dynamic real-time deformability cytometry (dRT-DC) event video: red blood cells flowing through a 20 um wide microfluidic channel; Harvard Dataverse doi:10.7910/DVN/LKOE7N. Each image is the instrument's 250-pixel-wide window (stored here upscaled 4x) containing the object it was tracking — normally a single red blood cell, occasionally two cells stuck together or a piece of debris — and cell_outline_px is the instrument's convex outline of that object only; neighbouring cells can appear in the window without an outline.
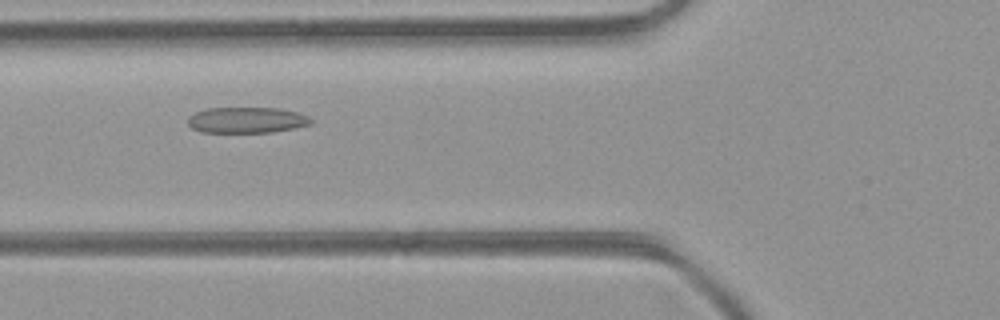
{"species": "common noctule bat (a hibernating species)", "species_latin": "Nyctalus noctula", "temperature_condition": "room temperature", "stored_images_in_passage": 26, "camera_frame_rate_fps": 3000, "um_per_image_px": 0.085, "animal": {"sex": "female", "body_mass_g": 21.9}, "frame": {"image": 1, "passage_image": 4, "time_ms": 1.0, "image_size_px": [1000, 320], "cell_outline_px": [[312, 124], [272, 132], [200, 132], [192, 128], [188, 124], [188, 116], [196, 112], [208, 108], [280, 108], [296, 112], [308, 116], [312, 120]], "centroid_in_image_um": [20.95, 10.2], "position_along_channel_um": 104.8, "area_um2": 18.5}}
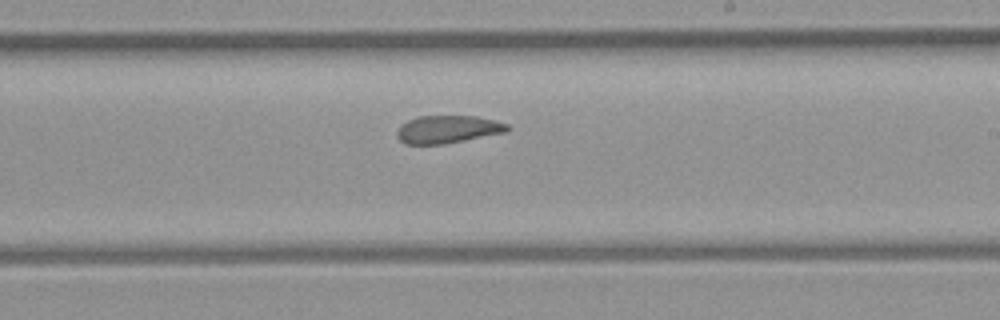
{"frame": {"image": 2, "passage_image": 14, "time_ms": 4.333, "image_size_px": [1000, 320], "cell_outline_px": [[508, 132], [444, 144], [404, 144], [396, 136], [396, 132], [400, 124], [408, 120], [420, 116], [476, 116], [496, 120], [508, 124]], "centroid_in_image_um": [38.05, 10.99], "position_along_channel_um": 251.0, "area_um2": 17.98}}
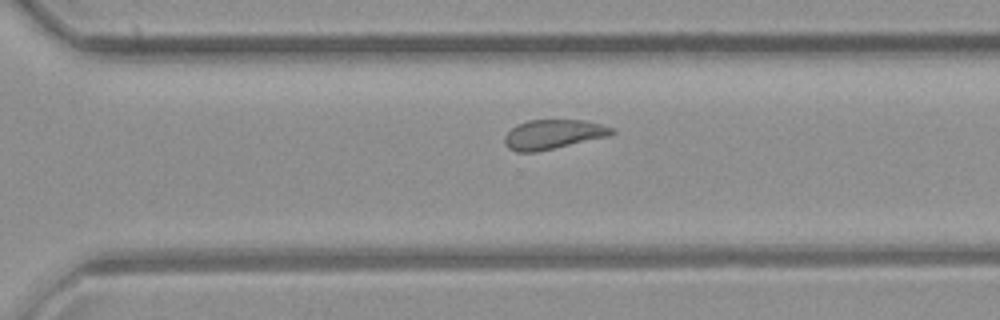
{"frame": {"image": 3, "passage_image": 19, "time_ms": 6.0, "image_size_px": [1000, 320], "cell_outline_px": [[616, 132], [612, 136], [536, 152], [516, 152], [508, 148], [504, 144], [504, 136], [516, 124], [528, 120], [584, 120], [600, 124], [612, 128]], "centroid_in_image_um": [47.02, 11.42], "position_along_channel_um": 323.6, "area_um2": 18.61}, "authors_computed_cell_mechanics": {"area_um2": 18.5249, "velocity_mm_per_s": 4.3723, "shape_relaxation_time_tau1_ms": null, "shape_relaxation_time_tau2_ms": 1.4429, "deformation_change_tau1": null, "deformation_change_tau2": 0.0817}}